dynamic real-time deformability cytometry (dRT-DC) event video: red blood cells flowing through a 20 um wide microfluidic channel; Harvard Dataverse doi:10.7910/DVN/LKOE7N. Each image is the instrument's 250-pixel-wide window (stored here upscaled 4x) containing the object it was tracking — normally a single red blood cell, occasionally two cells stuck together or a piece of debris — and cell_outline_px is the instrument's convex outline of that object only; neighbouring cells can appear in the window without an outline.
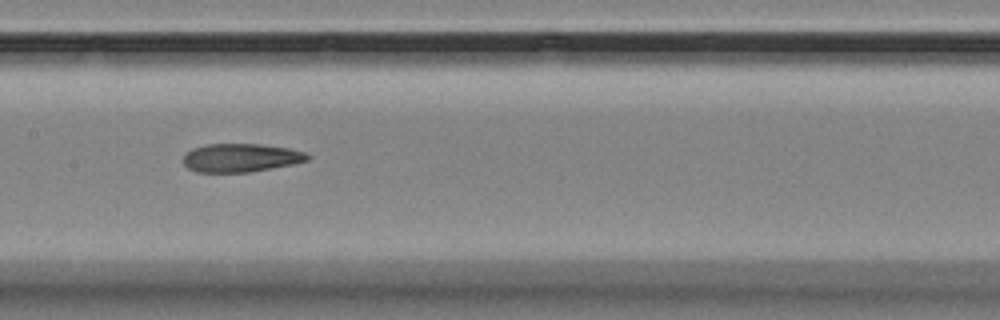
{"species": "Egyptian fruit bat (a non-hibernating species)", "species_latin": "Rousettus aegyptiacus", "temperature_condition": "room temperature", "stored_images_in_passage": 13, "camera_frame_rate_fps": 3000, "um_per_image_px": 0.085, "animal": {"sex": "female"}, "frame": {"image": 1, "passage_image": 4, "time_ms": 3.333, "image_size_px": [1000, 320], "cell_outline_px": [[312, 156], [308, 160], [292, 164], [272, 168], [248, 172], [196, 172], [188, 168], [184, 164], [184, 152], [192, 148], [208, 144], [260, 144], [288, 148], [304, 152]], "centroid_in_image_um": [20.45, 13.41], "position_along_channel_um": 187.0, "area_um2": 20.58}}
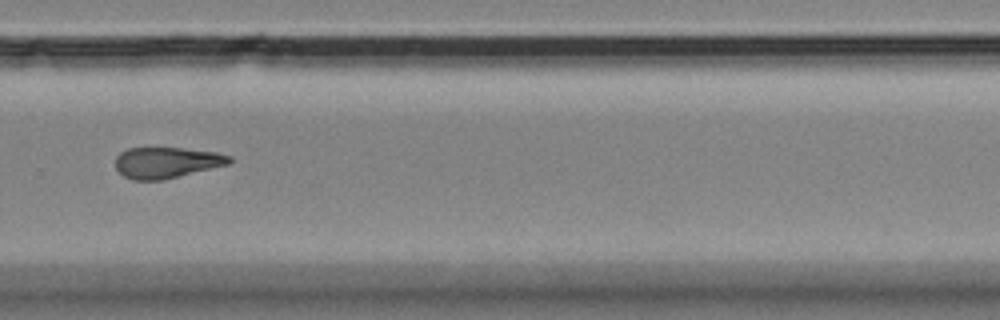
{"frame": {"image": 2, "passage_image": 7, "time_ms": 7.0, "image_size_px": [1000, 320], "cell_outline_px": [[232, 160], [228, 164], [164, 180], [132, 180], [124, 176], [116, 168], [116, 156], [120, 152], [128, 148], [180, 148], [216, 152], [232, 156]], "centroid_in_image_um": [14.15, 13.82], "position_along_channel_um": 315.6, "area_um2": 20.52}}
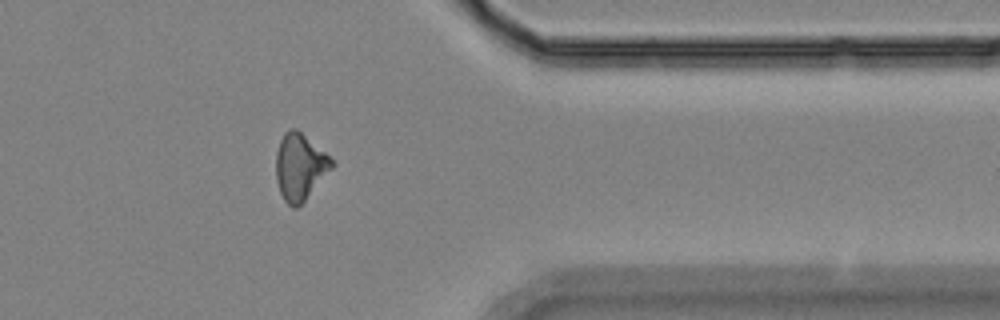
{"frame": {"image": 3, "passage_image": 9, "time_ms": 9.333, "image_size_px": [1000, 320], "cell_outline_px": [[336, 164], [304, 200], [296, 208], [292, 208], [284, 200], [280, 192], [276, 180], [276, 152], [280, 140], [284, 132], [288, 128], [296, 128], [324, 152]], "centroid_in_image_um": [25.46, 14.17], "position_along_channel_um": 385.9, "area_um2": 21.39}, "authors_computed_cell_mechanics": {"area_um2": 20.8658, "velocity_mm_per_s": 3.5251, "shape_relaxation_time_tau1_ms": 7.9239, "shape_relaxation_time_tau2_ms": null, "deformation_change_tau1": 0.139, "deformation_change_tau2": null}}